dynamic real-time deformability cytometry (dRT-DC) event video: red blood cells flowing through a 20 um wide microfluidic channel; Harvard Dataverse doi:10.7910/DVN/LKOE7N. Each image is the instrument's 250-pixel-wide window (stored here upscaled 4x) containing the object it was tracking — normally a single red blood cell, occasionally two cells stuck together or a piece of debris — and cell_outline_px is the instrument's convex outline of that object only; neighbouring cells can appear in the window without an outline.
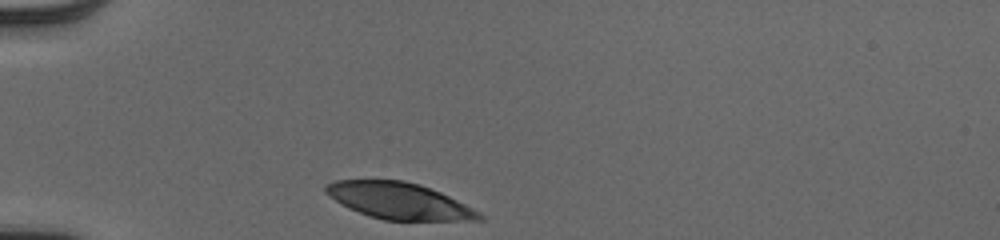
{"species": "human", "species_latin": "Homo sapiens", "temperature_condition": "cold", "stored_images_in_passage": 29, "camera_frame_rate_fps": 3000, "um_per_image_px": 0.085, "donor": {"sex": "male"}, "frame": {"image": 1, "passage_image": 1, "time_ms": 0.0, "image_size_px": [1000, 240], "cell_outline_px": [[484, 220], [384, 220], [348, 208], [328, 196], [324, 192], [324, 188], [328, 184], [336, 180], [404, 180], [420, 184], [440, 192], [480, 212], [484, 216]], "centroid_in_image_um": [33.91, 17.07], "position_along_channel_um": 51.1, "area_um2": 32.31}}
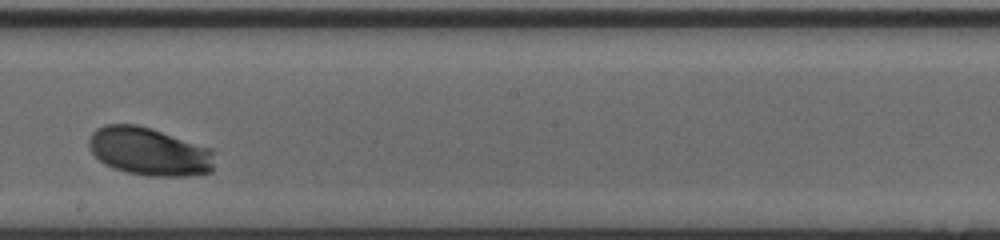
{"frame": {"image": 2, "passage_image": 17, "time_ms": 5.333, "image_size_px": [1000, 240], "cell_outline_px": [[212, 172], [188, 176], [148, 176], [128, 172], [104, 164], [92, 152], [88, 144], [88, 140], [92, 132], [96, 128], [104, 124], [136, 124], [152, 128], [212, 148]], "centroid_in_image_um": [12.67, 12.86], "position_along_channel_um": 235.5, "area_um2": 35.26}}
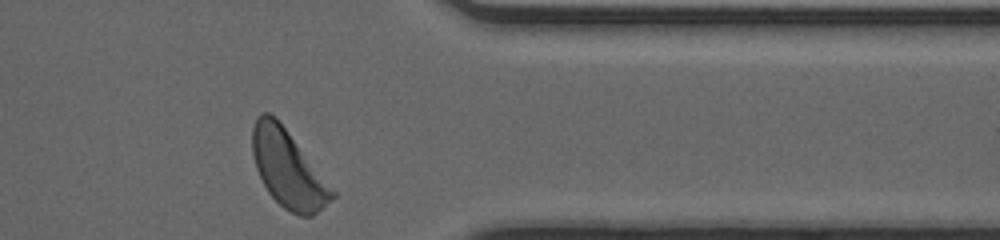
{"frame": {"image": 3, "passage_image": 29, "time_ms": 9.333, "image_size_px": [1000, 240], "cell_outline_px": [[336, 196], [312, 216], [300, 216], [284, 208], [268, 192], [256, 168], [252, 156], [252, 128], [256, 116], [260, 112], [268, 112], [276, 116], [336, 192]], "centroid_in_image_um": [24.46, 14.32], "position_along_channel_um": 386.9, "area_um2": 35.72}, "authors_computed_cell_mechanics": {"area_um2": 35.1424, "velocity_mm_per_s": 3.9528, "shape_relaxation_time_tau1_ms": 1.0256, "shape_relaxation_time_tau2_ms": null, "deformation_change_tau1": 0.1249, "deformation_change_tau2": null}}